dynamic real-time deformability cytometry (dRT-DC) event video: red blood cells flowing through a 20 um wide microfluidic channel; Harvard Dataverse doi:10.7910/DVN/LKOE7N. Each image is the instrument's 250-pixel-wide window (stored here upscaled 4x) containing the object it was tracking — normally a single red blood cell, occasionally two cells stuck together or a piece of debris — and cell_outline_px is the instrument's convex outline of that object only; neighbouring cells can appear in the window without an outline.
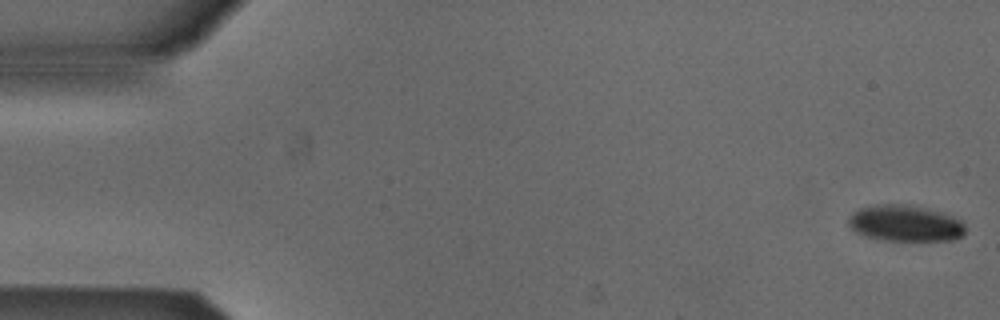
{"species": "Egyptian fruit bat (a non-hibernating species)", "species_latin": "Rousettus aegyptiacus", "temperature_condition": "cold", "stored_images_in_passage": 53, "camera_frame_rate_fps": 3000, "um_per_image_px": 0.085, "animal": {"sex": "male"}, "frame": {"image": 1, "passage_image": 1, "time_ms": 0.0, "image_size_px": [1000, 320], "cell_outline_px": [[964, 236], [952, 240], [884, 240], [864, 236], [856, 232], [848, 224], [848, 220], [852, 212], [860, 208], [876, 204], [900, 204], [924, 208], [940, 212], [952, 216], [960, 220], [964, 224]], "centroid_in_image_um": [76.92, 18.98], "position_along_channel_um": 8.1, "area_um2": 24.51}}
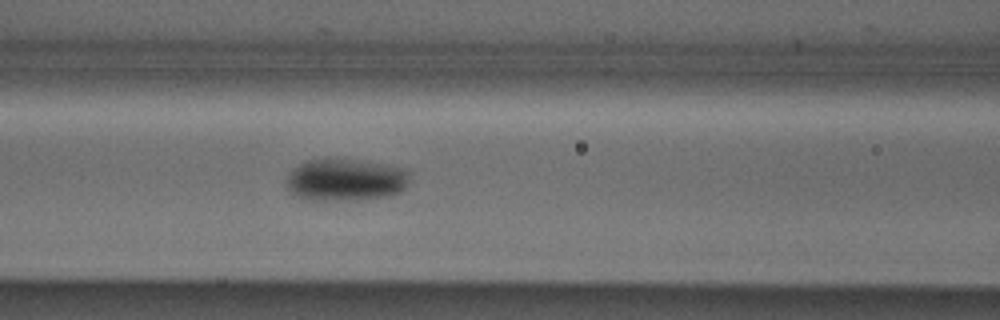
{"frame": {"image": 2, "passage_image": 22, "time_ms": 7.0, "image_size_px": [1000, 320], "cell_outline_px": [[408, 184], [400, 192], [388, 196], [356, 200], [308, 200], [292, 192], [288, 188], [288, 176], [300, 164], [308, 160], [348, 160], [400, 168], [408, 172]], "centroid_in_image_um": [29.38, 15.33], "position_along_channel_um": 137.2, "area_um2": 29.19}}
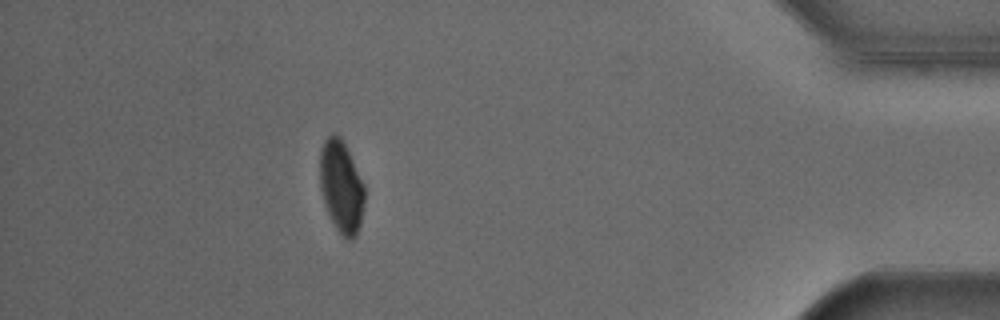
{"frame": {"image": 3, "passage_image": 47, "time_ms": 15.333, "image_size_px": [1000, 320], "cell_outline_px": [[364, 204], [360, 224], [356, 236], [352, 240], [348, 240], [336, 228], [324, 204], [320, 188], [320, 148], [324, 140], [332, 132], [340, 136], [364, 184]], "centroid_in_image_um": [28.99, 15.86], "position_along_channel_um": 406.2, "area_um2": 23.81}, "authors_computed_cell_mechanics": {"area_um2": 26.7036, "velocity_mm_per_s": 3.8666, "shape_relaxation_time_tau1_ms": 5.1212, "shape_relaxation_time_tau2_ms": null, "deformation_change_tau1": 0.1109, "deformation_change_tau2": null}}